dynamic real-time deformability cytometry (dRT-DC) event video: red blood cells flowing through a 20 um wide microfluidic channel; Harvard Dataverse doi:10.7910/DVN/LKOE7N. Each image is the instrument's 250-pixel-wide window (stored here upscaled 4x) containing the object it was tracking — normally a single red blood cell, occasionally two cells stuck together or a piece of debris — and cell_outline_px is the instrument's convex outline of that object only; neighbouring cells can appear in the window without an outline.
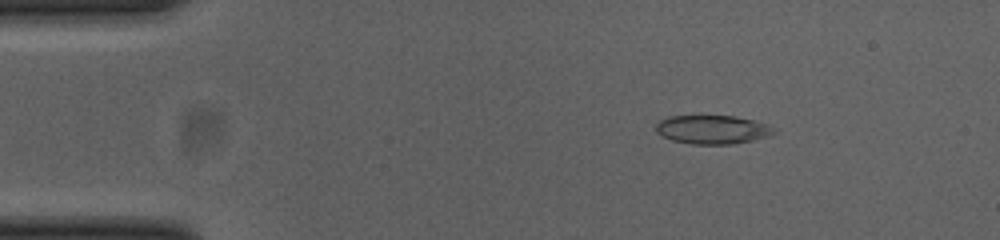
{"species": "common noctule bat (a hibernating species)", "species_latin": "Nyctalus noctula", "temperature_condition": "cold", "stored_images_in_passage": 53, "camera_frame_rate_fps": 3000, "um_per_image_px": 0.085, "animal": {"sex": "female", "body_mass_g": 23.0, "forearm_length_mm": 53.4}, "frame": {"image": 1, "passage_image": 8, "time_ms": 2.333, "image_size_px": [1000, 240], "cell_outline_px": [[776, 132], [768, 136], [752, 140], [732, 144], [692, 144], [672, 140], [656, 132], [656, 124], [660, 120], [668, 116], [736, 116], [756, 120], [768, 124]], "centroid_in_image_um": [60.56, 11.0], "position_along_channel_um": 24.4, "area_um2": 19.71}}
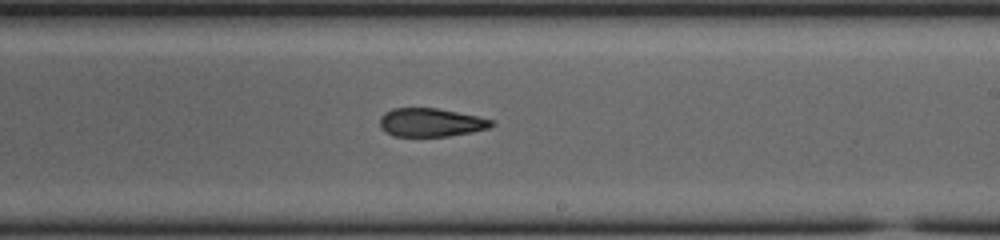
{"frame": {"image": 2, "passage_image": 31, "time_ms": 10.0, "image_size_px": [1000, 240], "cell_outline_px": [[496, 124], [488, 128], [472, 132], [448, 136], [392, 136], [384, 132], [380, 128], [380, 116], [384, 112], [392, 108], [436, 108], [496, 120]], "centroid_in_image_um": [36.6, 10.41], "position_along_channel_um": 252.4, "area_um2": 18.67}}
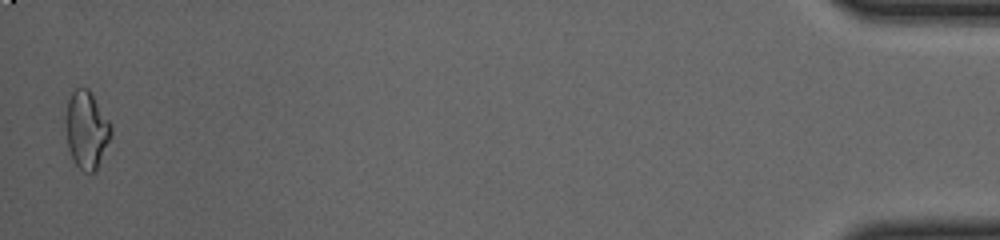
{"frame": {"image": 3, "passage_image": 52, "time_ms": 17.0, "image_size_px": [1000, 240], "cell_outline_px": [[112, 136], [96, 172], [84, 172], [76, 164], [68, 148], [64, 124], [64, 116], [68, 100], [72, 92], [76, 88], [88, 88], [92, 92], [112, 124]], "centroid_in_image_um": [7.36, 11.01], "position_along_channel_um": 427.8, "area_um2": 21.04}, "authors_computed_cell_mechanics": {"area_um2": 19.8254, "velocity_mm_per_s": 3.8651, "shape_relaxation_time_tau1_ms": null, "shape_relaxation_time_tau2_ms": 4.3502, "deformation_change_tau1": null, "deformation_change_tau2": 0.1285}}